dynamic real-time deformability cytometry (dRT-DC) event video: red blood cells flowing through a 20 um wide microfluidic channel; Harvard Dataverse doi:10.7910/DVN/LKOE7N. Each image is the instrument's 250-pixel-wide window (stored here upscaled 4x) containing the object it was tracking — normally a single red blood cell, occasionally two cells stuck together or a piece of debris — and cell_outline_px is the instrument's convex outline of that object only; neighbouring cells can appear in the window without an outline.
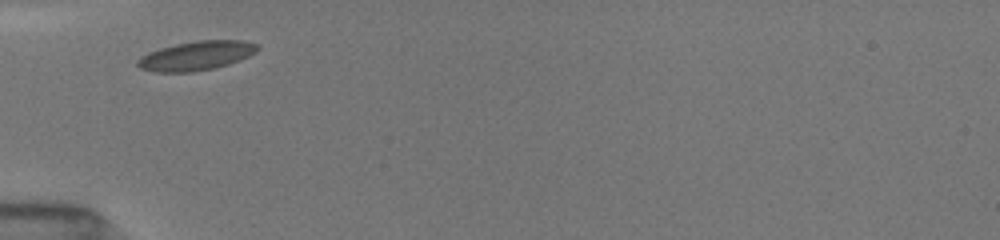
{"species": "common noctule bat (a hibernating species)", "species_latin": "Nyctalus noctula", "temperature_condition": "room temperature", "stored_images_in_passage": 8, "camera_frame_rate_fps": 3000, "um_per_image_px": 0.085, "animal": {"sex": "female", "body_mass_g": 19.5, "forearm_length_mm": 54.1}, "frame": {"image": 1, "passage_image": 1, "time_ms": 0.0, "image_size_px": [1000, 240], "cell_outline_px": [[260, 48], [256, 52], [240, 60], [228, 64], [212, 68], [192, 72], [152, 72], [140, 68], [136, 64], [136, 60], [140, 56], [148, 52], [160, 48], [176, 44], [200, 40], [244, 40], [256, 44]], "centroid_in_image_um": [16.66, 4.74], "position_along_channel_um": 68.3, "area_um2": 20.4}}
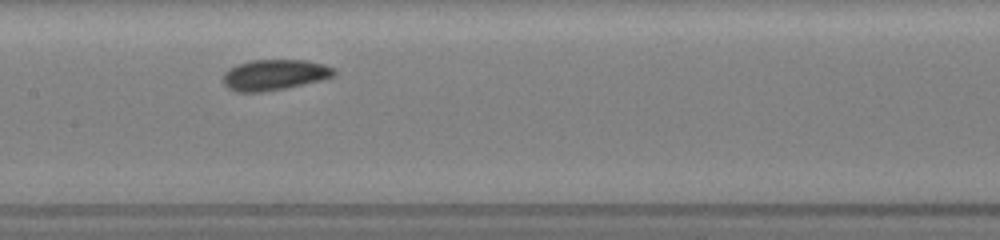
{"frame": {"image": 2, "passage_image": 5, "time_ms": 3.0, "image_size_px": [1000, 240], "cell_outline_px": [[336, 72], [332, 76], [320, 80], [304, 84], [284, 88], [260, 92], [236, 92], [228, 88], [224, 84], [224, 72], [240, 64], [252, 60], [304, 60], [324, 64], [332, 68]], "centroid_in_image_um": [23.32, 6.36], "position_along_channel_um": 184.1, "area_um2": 19.48}}
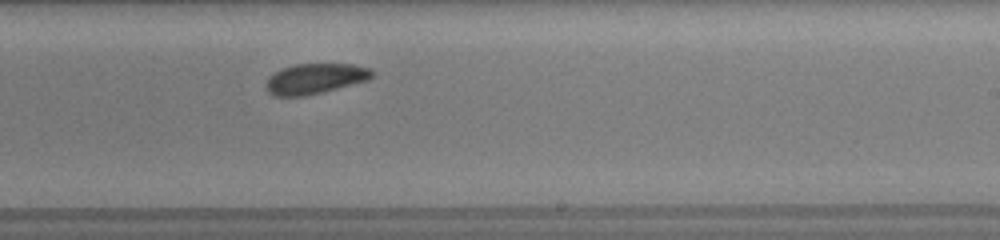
{"frame": {"image": 3, "passage_image": 8, "time_ms": 5.0, "image_size_px": [1000, 240], "cell_outline_px": [[376, 72], [368, 80], [304, 96], [272, 96], [264, 88], [264, 84], [268, 76], [284, 68], [296, 64], [352, 64], [372, 68]], "centroid_in_image_um": [26.76, 6.68], "position_along_channel_um": 262.2, "area_um2": 18.79}}